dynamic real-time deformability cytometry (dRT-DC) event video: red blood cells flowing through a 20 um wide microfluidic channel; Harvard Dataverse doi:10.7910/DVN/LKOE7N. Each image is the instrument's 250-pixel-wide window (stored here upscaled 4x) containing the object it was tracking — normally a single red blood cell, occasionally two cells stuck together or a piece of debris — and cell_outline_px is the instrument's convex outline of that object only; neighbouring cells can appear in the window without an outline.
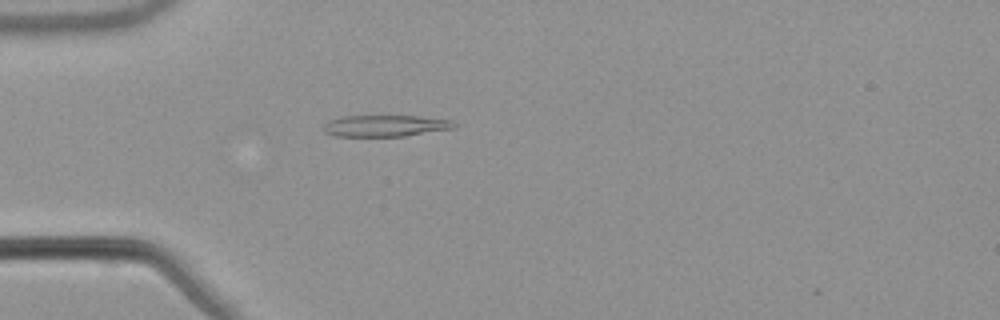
{"species": "common noctule bat (a hibernating species)", "species_latin": "Nyctalus noctula", "temperature_condition": "warm", "stored_images_in_passage": 44, "camera_frame_rate_fps": 3000, "um_per_image_px": 0.085, "animal": {"sex": "male", "body_mass_g": 21.5, "forearm_length_mm": 52.0}, "frame": {"image": 1, "passage_image": 6, "time_ms": 1.667, "image_size_px": [1000, 320], "cell_outline_px": [[456, 128], [404, 136], [336, 136], [324, 132], [324, 124], [328, 120], [344, 116], [416, 116], [452, 120], [456, 124]], "centroid_in_image_um": [32.76, 10.69], "position_along_channel_um": 52.2, "area_um2": 16.3}}
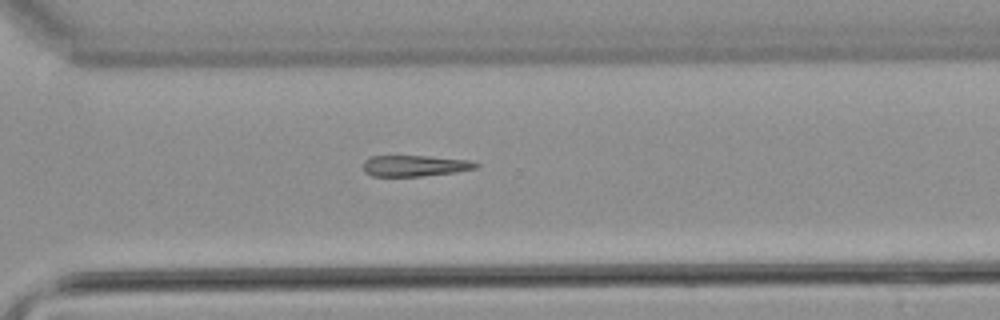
{"frame": {"image": 2, "passage_image": 29, "time_ms": 9.333, "image_size_px": [1000, 320], "cell_outline_px": [[480, 164], [476, 168], [456, 172], [420, 176], [372, 176], [364, 172], [364, 160], [368, 156], [428, 156], [476, 160]], "centroid_in_image_um": [35.31, 14.08], "position_along_channel_um": 335.3, "area_um2": 14.05}}
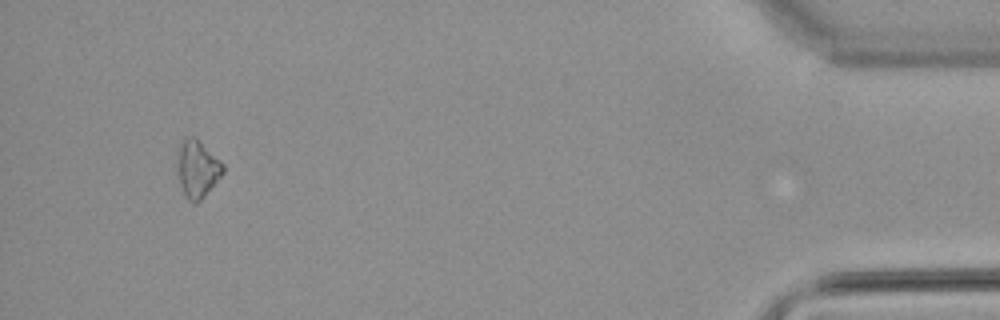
{"frame": {"image": 3, "passage_image": 41, "time_ms": 13.333, "image_size_px": [1000, 320], "cell_outline_px": [[224, 172], [204, 196], [196, 204], [192, 204], [188, 200], [180, 184], [176, 156], [180, 140], [188, 136], [192, 136], [220, 160], [224, 164]], "centroid_in_image_um": [16.75, 14.35], "position_along_channel_um": 418.5, "area_um2": 15.09}}